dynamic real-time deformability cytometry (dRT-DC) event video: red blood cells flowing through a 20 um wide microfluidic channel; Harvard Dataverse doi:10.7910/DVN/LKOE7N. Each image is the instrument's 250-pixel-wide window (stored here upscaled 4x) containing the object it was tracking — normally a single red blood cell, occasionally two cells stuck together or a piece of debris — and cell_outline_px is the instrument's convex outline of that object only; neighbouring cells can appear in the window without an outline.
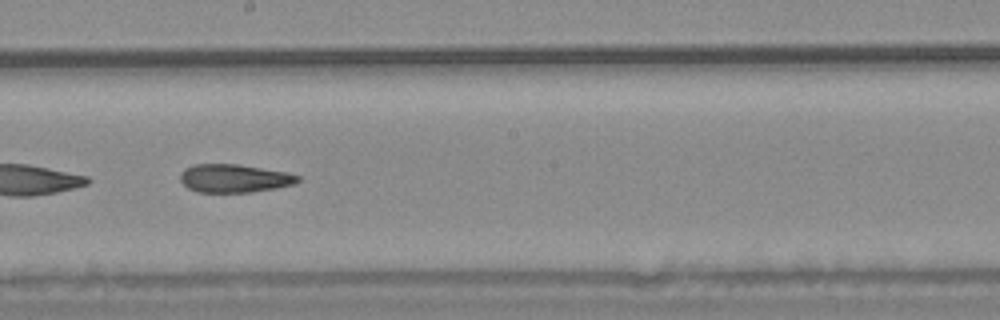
{"species": "common noctule bat (a hibernating species)", "species_latin": "Nyctalus noctula", "temperature_condition": "warm", "stored_images_in_passage": 52, "segment_of_instrument_passage": [2, 2], "camera_frame_rate_fps": 3000, "um_per_image_px": 0.085, "animal": {"sex": "male", "body_mass_g": 20.4}, "frame": {"image": 1, "passage_image": 29, "time_ms": 9.333, "image_size_px": [1000, 320], "cell_outline_px": [[300, 180], [296, 184], [276, 188], [252, 192], [196, 192], [188, 188], [180, 180], [180, 172], [184, 168], [192, 164], [240, 164], [288, 172], [300, 176]], "centroid_in_image_um": [19.92, 15.15], "position_along_channel_um": 228.3, "area_um2": 19.65}}